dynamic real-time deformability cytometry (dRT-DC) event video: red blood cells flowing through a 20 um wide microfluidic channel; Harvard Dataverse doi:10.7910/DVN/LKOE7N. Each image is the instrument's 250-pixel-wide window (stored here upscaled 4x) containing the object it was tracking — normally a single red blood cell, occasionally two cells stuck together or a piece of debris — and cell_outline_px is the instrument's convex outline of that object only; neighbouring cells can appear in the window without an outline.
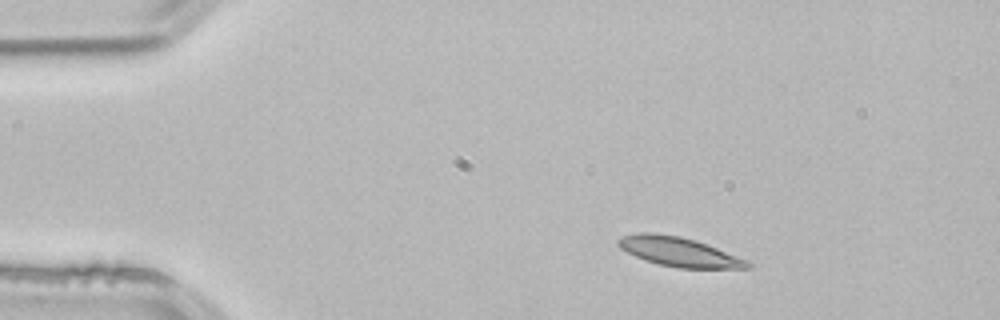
{"species": "common noctule bat (a hibernating species)", "species_latin": "Nyctalus noctula", "temperature_condition": "room temperature", "stored_images_in_passage": 3, "camera_frame_rate_fps": 3000, "um_per_image_px": 0.085, "animal": {"sex": "male", "body_mass_g": 21.5, "forearm_length_mm": 52.0}, "frame": {"image": 1, "passage_image": 1, "time_ms": 0.0, "image_size_px": [1000, 320], "cell_outline_px": [[752, 268], [676, 268], [644, 260], [620, 248], [616, 244], [616, 240], [624, 236], [636, 232], [652, 232], [680, 236], [696, 240], [748, 260], [752, 264]], "centroid_in_image_um": [57.71, 21.4], "position_along_channel_um": 27.3, "area_um2": 22.14}}